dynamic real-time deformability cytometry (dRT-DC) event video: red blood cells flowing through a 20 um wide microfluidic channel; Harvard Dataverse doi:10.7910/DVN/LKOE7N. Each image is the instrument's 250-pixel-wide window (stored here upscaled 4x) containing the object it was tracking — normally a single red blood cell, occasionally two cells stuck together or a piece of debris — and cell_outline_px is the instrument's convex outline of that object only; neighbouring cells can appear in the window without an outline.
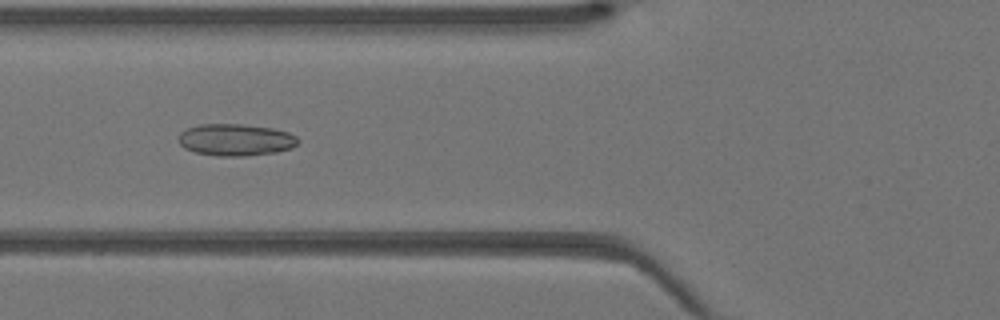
{"species": "Egyptian fruit bat (a non-hibernating species)", "species_latin": "Rousettus aegyptiacus", "temperature_condition": "warm", "stored_images_in_passage": 33, "camera_frame_rate_fps": 3000, "um_per_image_px": 0.085, "animal": {"sex": "female"}, "frame": {"image": 1, "passage_image": 7, "time_ms": 2.0, "image_size_px": [1000, 320], "cell_outline_px": [[300, 140], [292, 148], [276, 152], [244, 156], [216, 156], [196, 152], [184, 148], [180, 144], [180, 132], [188, 128], [200, 124], [244, 124], [272, 128], [288, 132], [296, 136]], "centroid_in_image_um": [20.05, 11.88], "position_along_channel_um": 105.8, "area_um2": 22.2}}
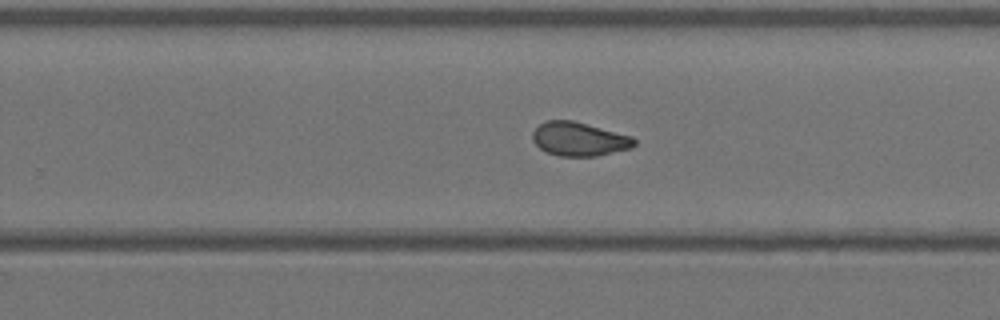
{"frame": {"image": 2, "passage_image": 18, "time_ms": 5.667, "image_size_px": [1000, 320], "cell_outline_px": [[636, 144], [632, 148], [596, 156], [560, 156], [548, 152], [540, 148], [532, 140], [532, 132], [544, 120], [572, 120], [632, 136], [636, 140]], "centroid_in_image_um": [49.23, 11.81], "position_along_channel_um": 280.6, "area_um2": 20.0}}
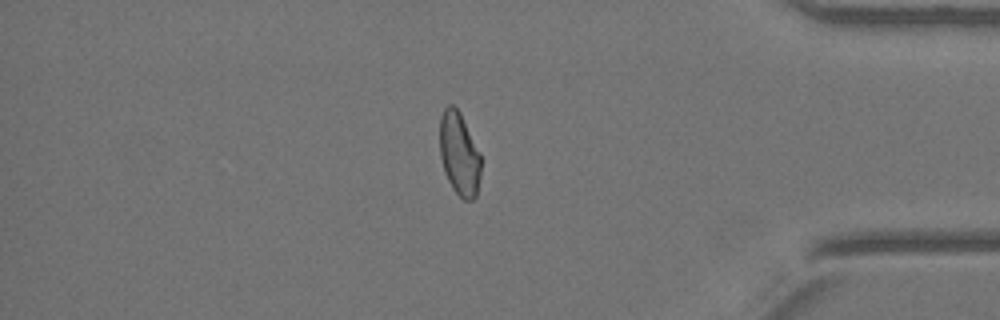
{"frame": {"image": 3, "passage_image": 27, "time_ms": 8.667, "image_size_px": [1000, 320], "cell_outline_px": [[480, 176], [476, 196], [472, 200], [464, 200], [452, 188], [444, 172], [440, 156], [440, 116], [444, 108], [448, 104], [452, 104], [460, 112], [480, 152]], "centroid_in_image_um": [39.03, 13.07], "position_along_channel_um": 396.2, "area_um2": 20.0}}